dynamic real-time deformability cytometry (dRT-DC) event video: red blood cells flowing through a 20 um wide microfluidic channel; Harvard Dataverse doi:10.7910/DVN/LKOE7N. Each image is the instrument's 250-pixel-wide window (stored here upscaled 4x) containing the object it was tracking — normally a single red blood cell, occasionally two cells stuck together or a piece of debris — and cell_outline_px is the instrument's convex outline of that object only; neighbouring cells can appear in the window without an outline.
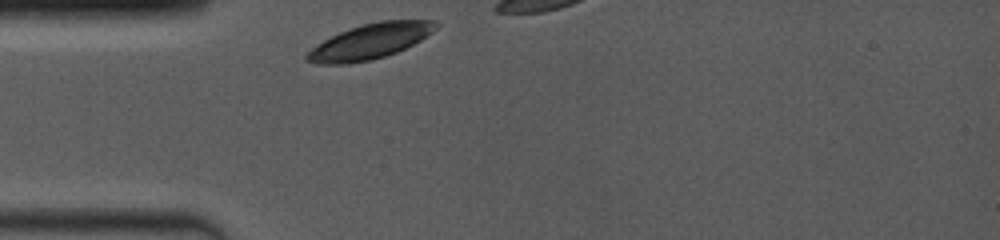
{"species": "common noctule bat (a hibernating species)", "species_latin": "Nyctalus noctula", "temperature_condition": "room temperature", "stored_images_in_passage": 1, "camera_frame_rate_fps": 4000, "um_per_image_px": 0.085, "animal": {"sex": "female", "body_mass_g": 19.0, "forearm_length_mm": 53.3}, "frame": {"image": 1, "passage_image": 1, "time_ms": 0.0, "image_size_px": [1000, 240], "cell_outline_px": [[440, 24], [432, 32], [420, 40], [396, 52], [384, 56], [368, 60], [348, 64], [316, 64], [304, 60], [304, 56], [316, 44], [340, 32], [364, 24], [380, 20], [436, 20]], "centroid_in_image_um": [31.44, 3.52], "position_along_channel_um": 53.6, "area_um2": 26.18}}